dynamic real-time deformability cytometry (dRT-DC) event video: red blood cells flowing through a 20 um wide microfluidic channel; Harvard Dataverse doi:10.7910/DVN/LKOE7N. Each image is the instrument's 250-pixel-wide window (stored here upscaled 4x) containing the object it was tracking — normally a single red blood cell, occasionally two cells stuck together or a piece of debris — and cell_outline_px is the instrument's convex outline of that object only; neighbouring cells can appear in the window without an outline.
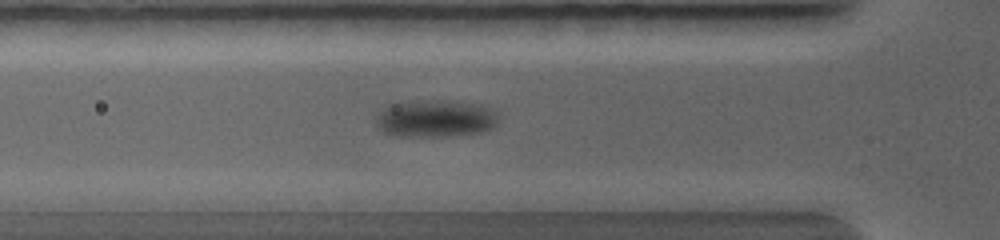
{"species": "common noctule bat (a hibernating species)", "species_latin": "Nyctalus noctula", "temperature_condition": "warm", "stored_images_in_passage": 11, "camera_frame_rate_fps": 5000, "um_per_image_px": 0.085, "animal": {"sex": "female", "body_mass_g": 19.0, "forearm_length_mm": 56.7}, "frame": {"image": 1, "passage_image": 8, "time_ms": 3.0, "image_size_px": [1000, 240], "cell_outline_px": [[496, 116], [484, 128], [468, 132], [388, 132], [380, 124], [380, 108], [384, 104], [400, 100], [448, 100], [488, 104], [496, 112]], "centroid_in_image_um": [36.99, 9.87], "position_along_channel_um": 88.8, "area_um2": 24.04}}
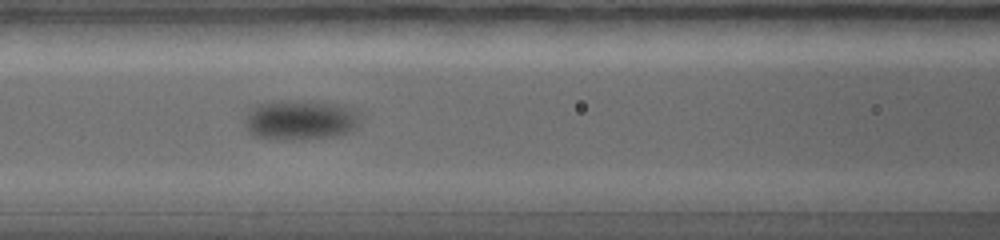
{"frame": {"image": 2, "passage_image": 10, "time_ms": 4.0, "image_size_px": [1000, 240], "cell_outline_px": [[356, 112], [348, 128], [340, 132], [324, 136], [264, 136], [256, 132], [252, 128], [252, 108], [256, 104], [272, 100], [320, 100], [348, 104]], "centroid_in_image_um": [25.59, 10.02], "position_along_channel_um": 141.0, "area_um2": 23.99}}